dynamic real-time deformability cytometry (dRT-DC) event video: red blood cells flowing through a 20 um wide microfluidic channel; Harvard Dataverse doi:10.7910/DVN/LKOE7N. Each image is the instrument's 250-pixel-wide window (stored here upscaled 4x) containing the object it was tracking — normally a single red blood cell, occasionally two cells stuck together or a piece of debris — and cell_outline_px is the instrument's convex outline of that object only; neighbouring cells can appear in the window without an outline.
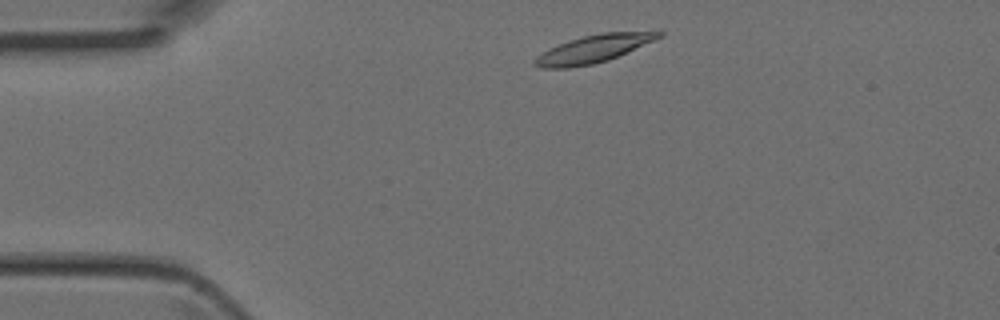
{"species": "Egyptian fruit bat (a non-hibernating species)", "species_latin": "Rousettus aegyptiacus", "temperature_condition": "room temperature", "stored_images_in_passage": 2, "camera_frame_rate_fps": 3000, "um_per_image_px": 0.085, "animal": {"sex": "female"}, "frame": {"image": 1, "passage_image": 1, "time_ms": 0.0, "image_size_px": [1000, 320], "cell_outline_px": [[664, 36], [608, 60], [592, 64], [568, 68], [540, 68], [532, 64], [532, 60], [536, 56], [548, 48], [568, 40], [600, 32], [664, 32]], "centroid_in_image_um": [50.37, 4.16], "position_along_channel_um": 34.6, "area_um2": 19.94}}